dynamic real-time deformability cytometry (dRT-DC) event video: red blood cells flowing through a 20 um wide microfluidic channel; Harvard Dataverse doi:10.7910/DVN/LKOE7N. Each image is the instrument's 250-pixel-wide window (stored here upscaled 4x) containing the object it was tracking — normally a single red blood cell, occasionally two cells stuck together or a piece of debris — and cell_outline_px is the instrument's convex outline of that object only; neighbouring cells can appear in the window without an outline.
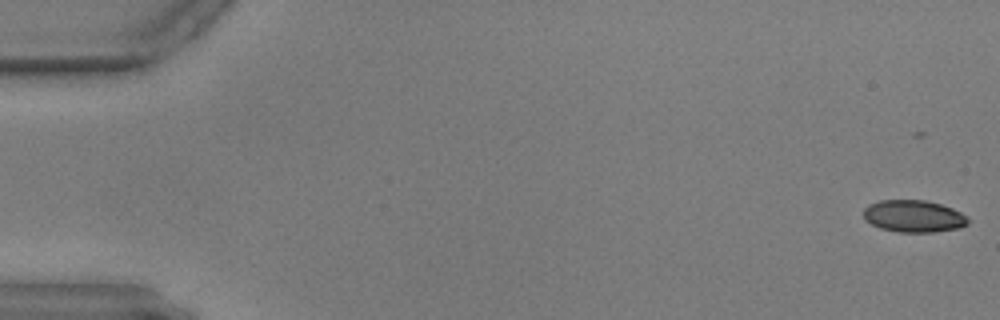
{"species": "common noctule bat (a hibernating species)", "species_latin": "Nyctalus noctula", "temperature_condition": "warm", "stored_images_in_passage": 16, "camera_frame_rate_fps": 3000, "um_per_image_px": 0.085, "animal": {"sex": "male", "body_mass_g": 17.9, "forearm_length_mm": 54.2}, "frame": {"image": 1, "passage_image": 1, "time_ms": 0.0, "image_size_px": [1000, 320], "cell_outline_px": [[968, 224], [960, 228], [932, 232], [896, 232], [880, 228], [864, 220], [864, 208], [868, 204], [880, 200], [924, 200], [940, 204], [952, 208], [960, 212], [968, 220]], "centroid_in_image_um": [77.63, 18.38], "position_along_channel_um": 7.4, "area_um2": 19.54}}